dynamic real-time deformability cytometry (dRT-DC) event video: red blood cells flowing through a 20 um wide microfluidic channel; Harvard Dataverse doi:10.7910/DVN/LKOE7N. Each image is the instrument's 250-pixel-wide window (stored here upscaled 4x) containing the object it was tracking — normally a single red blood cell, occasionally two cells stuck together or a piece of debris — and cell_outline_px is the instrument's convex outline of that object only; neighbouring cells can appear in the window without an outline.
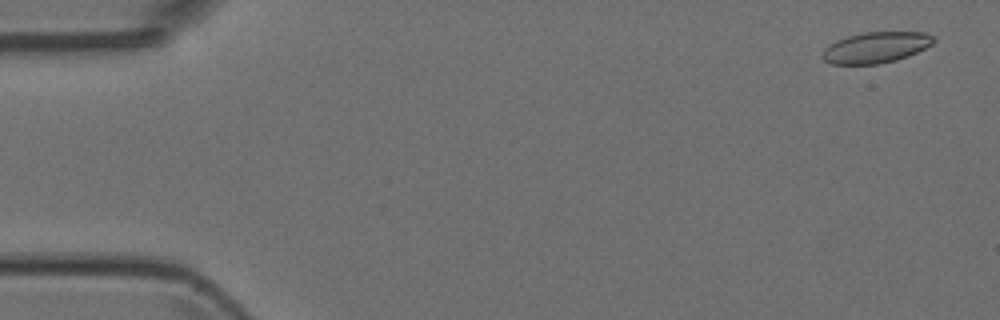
{"species": "Egyptian fruit bat (a non-hibernating species)", "species_latin": "Rousettus aegyptiacus", "temperature_condition": "room temperature", "stored_images_in_passage": 2, "camera_frame_rate_fps": 3000, "um_per_image_px": 0.085, "animal": {"sex": "female"}, "frame": {"image": 1, "passage_image": 2, "time_ms": 0.333, "image_size_px": [1000, 320], "cell_outline_px": [[936, 40], [932, 44], [908, 56], [896, 60], [880, 64], [828, 64], [820, 56], [824, 48], [828, 44], [836, 40], [860, 32], [924, 32], [936, 36]], "centroid_in_image_um": [74.42, 4.03], "position_along_channel_um": 10.6, "area_um2": 20.35}}